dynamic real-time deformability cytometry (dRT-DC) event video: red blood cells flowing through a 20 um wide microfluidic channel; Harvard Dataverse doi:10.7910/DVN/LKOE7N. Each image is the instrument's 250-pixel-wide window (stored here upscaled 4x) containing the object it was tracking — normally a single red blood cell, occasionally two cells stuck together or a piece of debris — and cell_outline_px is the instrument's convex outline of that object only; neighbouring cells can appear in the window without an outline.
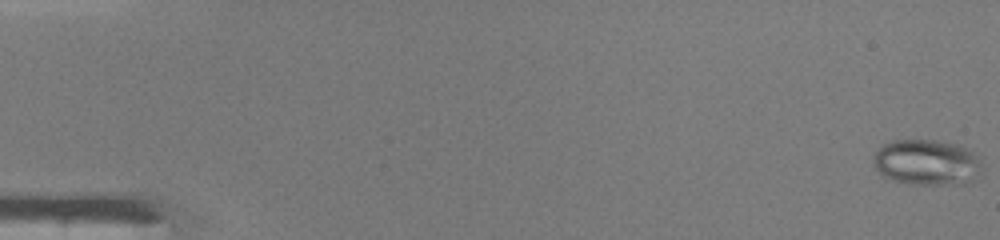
{"species": "common noctule bat (a hibernating species)", "species_latin": "Nyctalus noctula", "temperature_condition": "warm", "stored_images_in_passage": 48, "camera_frame_rate_fps": 3000, "um_per_image_px": 0.085, "animal": {"sex": "male", "body_mass_g": 19.0, "forearm_length_mm": 50.8}, "frame": {"image": 1, "passage_image": 1, "time_ms": 0.0, "image_size_px": [1000, 240], "cell_outline_px": [[984, 168], [964, 184], [908, 184], [884, 176], [872, 164], [872, 160], [876, 152], [884, 144], [892, 140], [936, 140], [960, 144], [972, 152], [980, 160]], "centroid_in_image_um": [78.78, 13.79], "position_along_channel_um": 6.2, "area_um2": 28.84}}
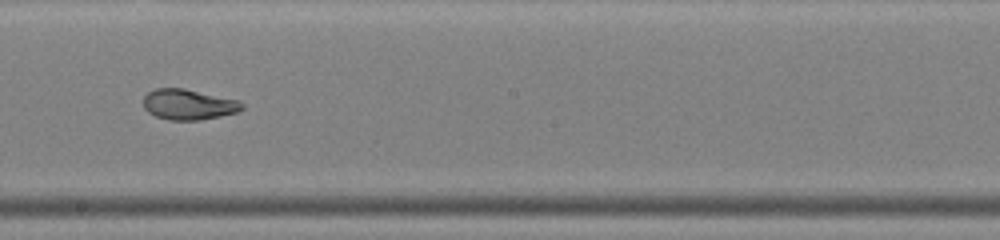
{"frame": {"image": 2, "passage_image": 28, "time_ms": 9.0, "image_size_px": [1000, 240], "cell_outline_px": [[244, 108], [236, 112], [220, 116], [200, 120], [168, 120], [156, 116], [148, 112], [144, 108], [144, 96], [148, 92], [156, 88], [184, 88], [240, 100], [244, 104]], "centroid_in_image_um": [16.03, 8.87], "position_along_channel_um": 232.2, "area_um2": 17.63}}
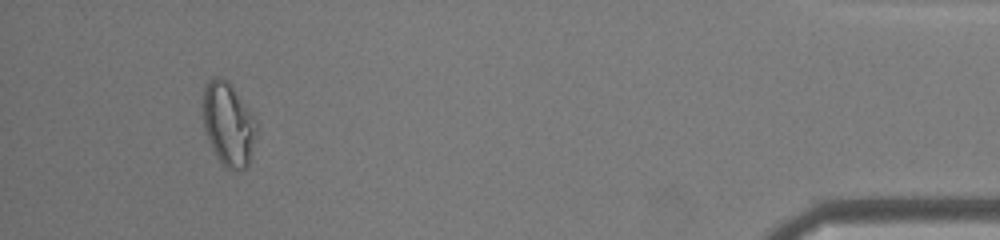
{"frame": {"image": 3, "passage_image": 45, "time_ms": 14.667, "image_size_px": [1000, 240], "cell_outline_px": [[256, 136], [248, 164], [240, 172], [228, 168], [216, 156], [208, 140], [204, 128], [204, 88], [208, 80], [212, 76], [220, 76], [228, 80], [256, 116]], "centroid_in_image_um": [19.43, 10.51], "position_along_channel_um": 415.8, "area_um2": 26.18}, "authors_computed_cell_mechanics": {"area_um2": 22.3975, "velocity_mm_per_s": 4.3239, "shape_relaxation_time_tau1_ms": null, "shape_relaxation_time_tau2_ms": 0.9043, "deformation_change_tau1": null, "deformation_change_tau2": 0.0646}}